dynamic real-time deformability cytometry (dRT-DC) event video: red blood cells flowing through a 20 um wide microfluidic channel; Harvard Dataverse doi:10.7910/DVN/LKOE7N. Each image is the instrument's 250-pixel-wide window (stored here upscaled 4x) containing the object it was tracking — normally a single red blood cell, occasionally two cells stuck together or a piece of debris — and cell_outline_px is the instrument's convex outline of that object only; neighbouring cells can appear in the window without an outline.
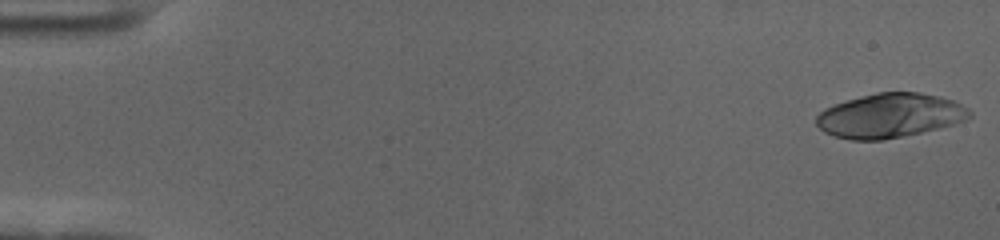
{"species": "human", "species_latin": "Homo sapiens", "temperature_condition": "cold", "stored_images_in_passage": 57, "camera_frame_rate_fps": 3000, "um_per_image_px": 0.085, "donor": {"sex": "female"}, "frame": {"image": 1, "passage_image": 1, "time_ms": 0.0, "image_size_px": [1000, 240], "cell_outline_px": [[972, 116], [968, 120], [904, 136], [884, 140], [852, 140], [832, 136], [824, 132], [816, 124], [816, 116], [824, 108], [848, 100], [876, 92], [920, 92], [940, 96], [952, 100], [968, 108], [972, 112]], "centroid_in_image_um": [75.64, 9.83], "position_along_channel_um": 9.4, "area_um2": 39.54}}
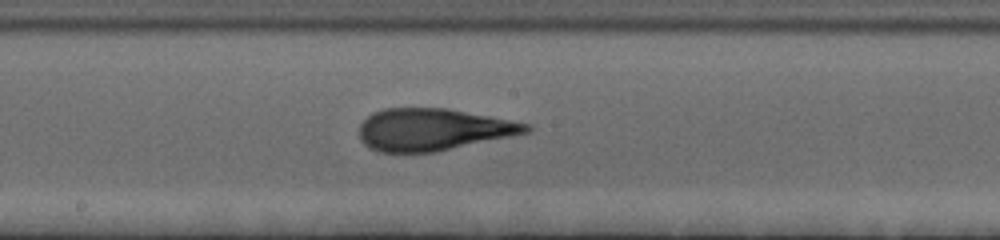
{"frame": {"image": 2, "passage_image": 31, "time_ms": 10.0, "image_size_px": [1000, 240], "cell_outline_px": [[532, 132], [436, 152], [380, 152], [368, 148], [360, 140], [360, 124], [372, 112], [384, 108], [448, 108], [532, 124]], "centroid_in_image_um": [36.83, 11.01], "position_along_channel_um": 211.4, "area_um2": 41.21}}
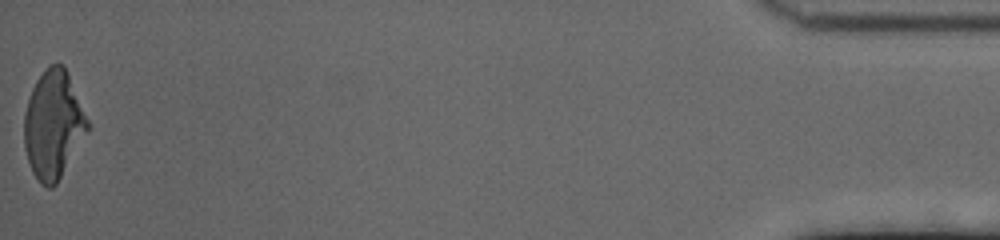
{"frame": {"image": 3, "passage_image": 57, "time_ms": 18.667, "image_size_px": [1000, 240], "cell_outline_px": [[92, 128], [56, 184], [52, 188], [48, 188], [40, 184], [32, 172], [24, 148], [24, 112], [32, 88], [36, 80], [48, 64], [64, 64], [92, 124]], "centroid_in_image_um": [4.57, 10.6], "position_along_channel_um": 430.6, "area_um2": 40.81}, "authors_computed_cell_mechanics": {"area_um2": 40.3444, "velocity_mm_per_s": 3.5543, "shape_relaxation_time_tau1_ms": 6.0197, "shape_relaxation_time_tau2_ms": 1.4445, "deformation_change_tau1": 0.2258, "deformation_change_tau2": 0.1069}}